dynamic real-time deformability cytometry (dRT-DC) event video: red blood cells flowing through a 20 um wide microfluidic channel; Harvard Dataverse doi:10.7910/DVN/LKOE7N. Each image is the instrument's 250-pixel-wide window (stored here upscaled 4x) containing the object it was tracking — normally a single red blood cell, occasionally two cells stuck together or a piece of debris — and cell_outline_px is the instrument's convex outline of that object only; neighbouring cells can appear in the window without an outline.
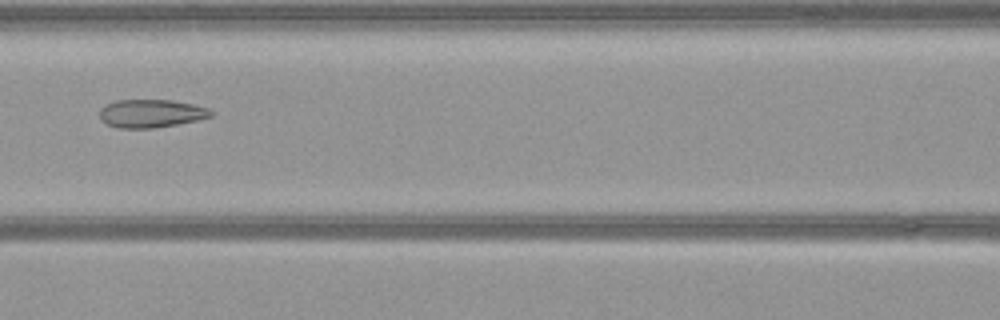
{"species": "common noctule bat (a hibernating species)", "species_latin": "Nyctalus noctula", "temperature_condition": "warm", "stored_images_in_passage": 47, "camera_frame_rate_fps": 3000, "um_per_image_px": 0.085, "animal": {"sex": "female", "body_mass_g": 21.9}, "frame": {"image": 1, "passage_image": 23, "time_ms": 7.333, "image_size_px": [1000, 320], "cell_outline_px": [[212, 116], [180, 124], [152, 128], [120, 128], [108, 124], [100, 120], [100, 108], [104, 104], [116, 100], [172, 100], [192, 104], [208, 108], [212, 112]], "centroid_in_image_um": [12.81, 9.64], "position_along_channel_um": 153.8, "area_um2": 18.26}}
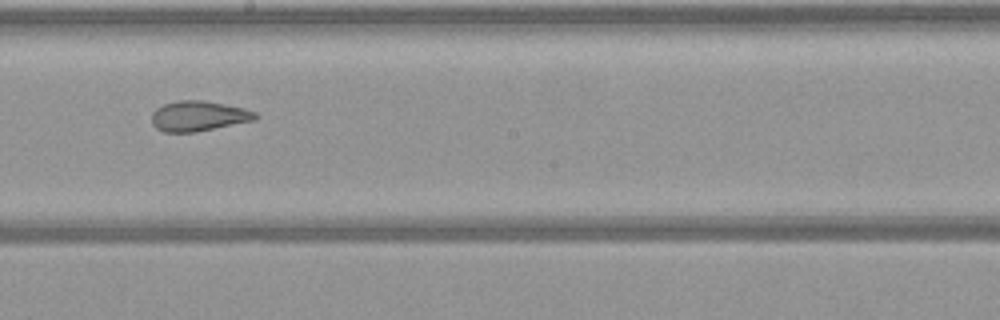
{"frame": {"image": 2, "passage_image": 29, "time_ms": 9.333, "image_size_px": [1000, 320], "cell_outline_px": [[260, 116], [256, 120], [196, 132], [164, 132], [156, 128], [152, 124], [152, 112], [156, 108], [164, 104], [180, 100], [204, 100], [244, 108], [256, 112]], "centroid_in_image_um": [16.89, 9.86], "position_along_channel_um": 231.3, "area_um2": 18.38}}
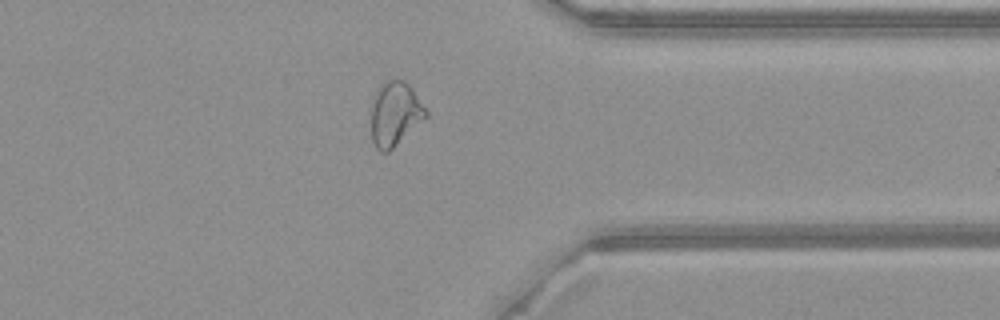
{"frame": {"image": 3, "passage_image": 41, "time_ms": 13.333, "image_size_px": [1000, 320], "cell_outline_px": [[428, 116], [388, 152], [380, 152], [376, 148], [372, 140], [372, 96], [376, 88], [380, 84], [388, 80], [404, 80], [412, 88], [428, 112]], "centroid_in_image_um": [33.56, 9.66], "position_along_channel_um": 377.8, "area_um2": 20.46}}